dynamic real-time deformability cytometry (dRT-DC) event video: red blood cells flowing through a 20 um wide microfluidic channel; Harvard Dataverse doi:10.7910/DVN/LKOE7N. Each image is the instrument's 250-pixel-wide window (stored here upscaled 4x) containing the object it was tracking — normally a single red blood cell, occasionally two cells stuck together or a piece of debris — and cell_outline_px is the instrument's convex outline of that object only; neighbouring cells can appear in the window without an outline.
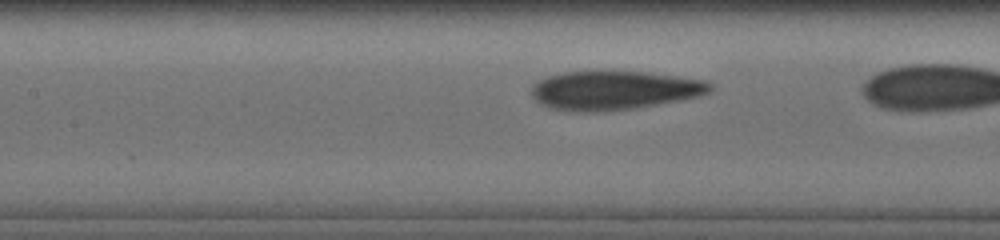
{"species": "human", "species_latin": "Homo sapiens", "temperature_condition": "cold", "stored_images_in_passage": 36, "camera_frame_rate_fps": 3000, "um_per_image_px": 0.085, "donor": {"sex": "male"}, "frame": {"image": 1, "passage_image": 13, "time_ms": 3.0, "image_size_px": [1000, 240], "cell_outline_px": [[712, 88], [708, 92], [700, 96], [680, 100], [632, 108], [596, 112], [568, 112], [548, 108], [540, 104], [532, 96], [532, 84], [548, 76], [564, 72], [644, 72], [676, 76], [704, 80], [712, 84]], "centroid_in_image_um": [52.15, 7.69], "position_along_channel_um": 155.2, "area_um2": 40.29}}
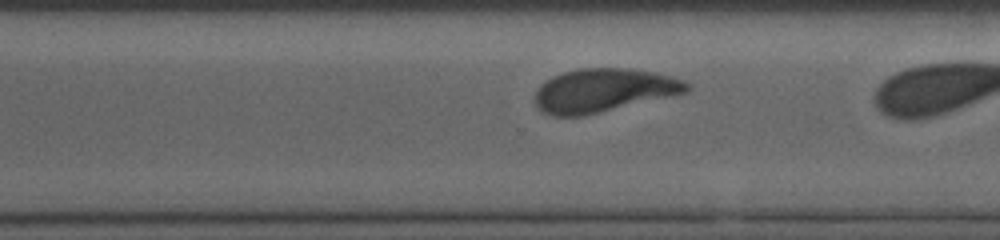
{"frame": {"image": 2, "passage_image": 31, "time_ms": 7.333, "image_size_px": [1000, 240], "cell_outline_px": [[692, 88], [688, 92], [580, 116], [552, 116], [536, 108], [532, 100], [532, 96], [536, 88], [540, 84], [552, 76], [564, 72], [580, 68], [628, 68], [652, 72], [684, 80], [692, 84]], "centroid_in_image_um": [51.24, 7.68], "position_along_channel_um": 319.4, "area_um2": 38.55}}
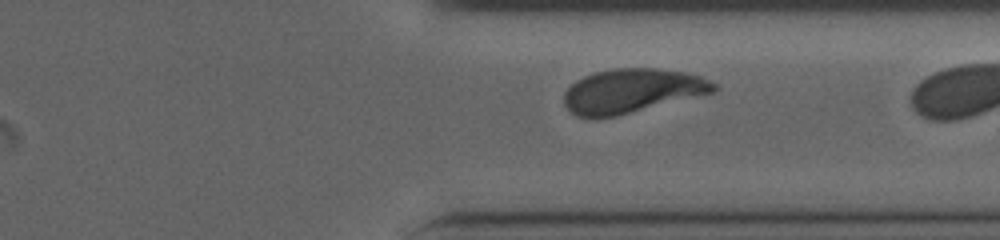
{"frame": {"image": 3, "passage_image": 35, "time_ms": 8.333, "image_size_px": [1000, 240], "cell_outline_px": [[720, 88], [712, 92], [616, 116], [576, 116], [564, 104], [564, 92], [576, 80], [584, 76], [596, 72], [612, 68], [656, 68], [688, 72], [700, 76], [716, 84]], "centroid_in_image_um": [53.72, 7.69], "position_along_channel_um": 357.7, "area_um2": 37.97}}